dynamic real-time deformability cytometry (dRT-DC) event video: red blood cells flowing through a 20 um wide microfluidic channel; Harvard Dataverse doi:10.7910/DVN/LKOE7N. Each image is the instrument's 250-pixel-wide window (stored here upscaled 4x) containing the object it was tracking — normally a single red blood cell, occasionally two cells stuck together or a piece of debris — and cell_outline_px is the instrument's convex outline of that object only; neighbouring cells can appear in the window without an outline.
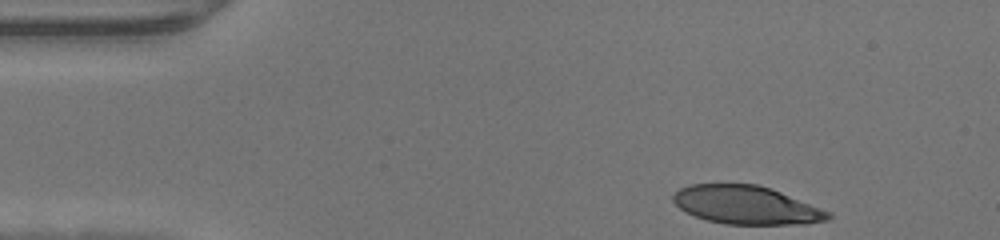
{"species": "human", "species_latin": "Homo sapiens", "temperature_condition": "warm", "stored_images_in_passage": 33, "camera_frame_rate_fps": 3000, "um_per_image_px": 0.085, "donor": {"sex": "male"}, "frame": {"image": 1, "passage_image": 1, "time_ms": 0.0, "image_size_px": [1000, 240], "cell_outline_px": [[832, 216], [828, 220], [808, 224], [724, 224], [708, 220], [684, 212], [672, 200], [672, 196], [680, 188], [688, 184], [756, 184], [780, 192], [832, 212]], "centroid_in_image_um": [63.44, 17.43], "position_along_channel_um": 21.6, "area_um2": 34.56}}
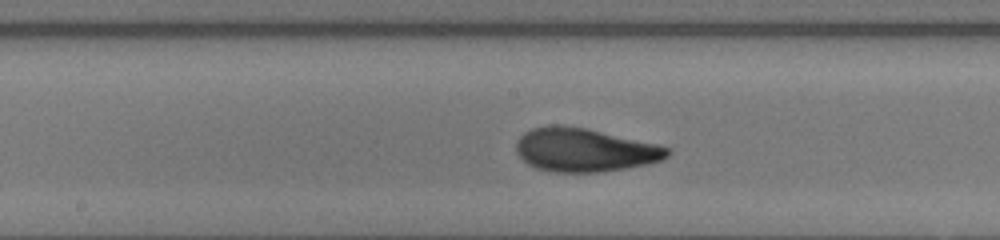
{"frame": {"image": 2, "passage_image": 19, "time_ms": 6.0, "image_size_px": [1000, 240], "cell_outline_px": [[672, 152], [668, 156], [660, 160], [648, 164], [600, 172], [552, 172], [536, 168], [528, 164], [516, 152], [516, 140], [524, 132], [532, 128], [552, 124], [560, 124], [588, 128], [660, 144], [672, 148]], "centroid_in_image_um": [49.71, 12.73], "position_along_channel_um": 198.5, "area_um2": 38.84}}
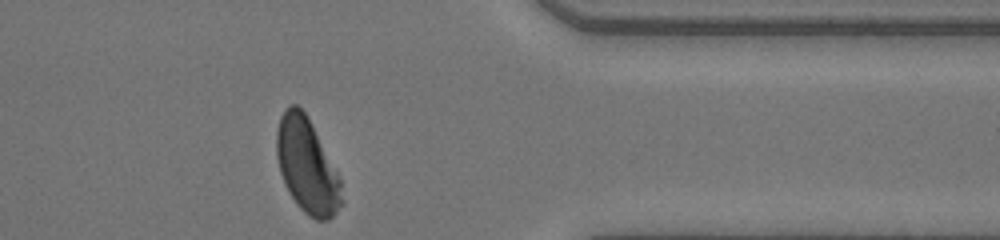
{"frame": {"image": 3, "passage_image": 33, "time_ms": 10.667, "image_size_px": [1000, 240], "cell_outline_px": [[344, 204], [328, 220], [316, 220], [308, 216], [296, 204], [280, 172], [276, 156], [276, 132], [280, 116], [284, 108], [288, 104], [296, 104], [304, 112], [336, 172], [340, 180], [344, 200]], "centroid_in_image_um": [26.07, 14.12], "position_along_channel_um": 385.3, "area_um2": 35.32}}